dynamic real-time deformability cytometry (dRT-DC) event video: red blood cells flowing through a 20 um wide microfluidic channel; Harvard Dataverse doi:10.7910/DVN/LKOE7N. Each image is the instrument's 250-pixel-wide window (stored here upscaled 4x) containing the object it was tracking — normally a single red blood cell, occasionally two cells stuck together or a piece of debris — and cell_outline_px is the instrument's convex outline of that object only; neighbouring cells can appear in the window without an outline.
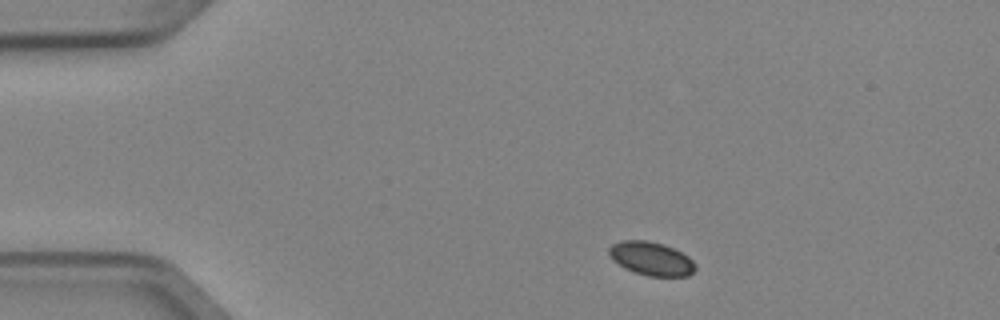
{"species": "Egyptian fruit bat (a non-hibernating species)", "species_latin": "Rousettus aegyptiacus", "temperature_condition": "cold", "stored_images_in_passage": 2, "camera_frame_rate_fps": 3000, "um_per_image_px": 0.085, "animal": {"sex": "female"}, "frame": {"image": 1, "passage_image": 1, "time_ms": 0.0, "image_size_px": [1000, 320], "cell_outline_px": [[696, 268], [688, 276], [648, 276], [624, 268], [612, 260], [608, 252], [608, 248], [612, 244], [620, 240], [648, 240], [664, 244], [688, 256], [696, 264]], "centroid_in_image_um": [55.33, 21.97], "position_along_channel_um": 29.7, "area_um2": 16.94}}